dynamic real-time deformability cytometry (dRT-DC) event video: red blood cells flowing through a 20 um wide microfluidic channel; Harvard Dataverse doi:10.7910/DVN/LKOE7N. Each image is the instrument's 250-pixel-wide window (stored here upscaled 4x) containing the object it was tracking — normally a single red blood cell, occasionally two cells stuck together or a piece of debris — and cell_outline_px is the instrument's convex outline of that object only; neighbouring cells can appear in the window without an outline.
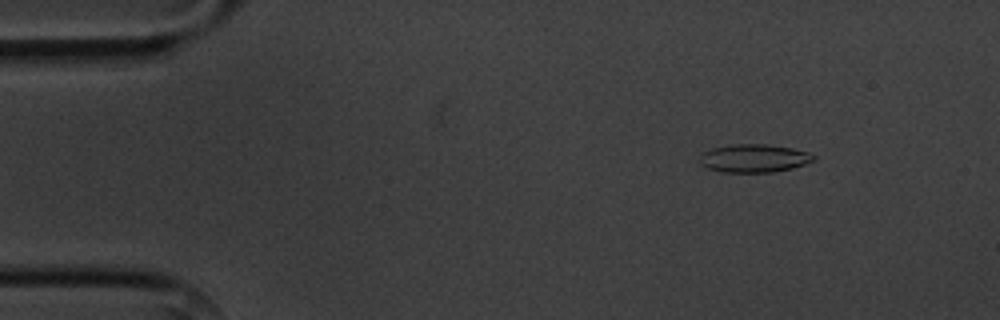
{"species": "common noctule bat (a hibernating species)", "species_latin": "Nyctalus noctula", "temperature_condition": "cold", "stored_images_in_passage": 4, "camera_frame_rate_fps": 3000, "um_per_image_px": 0.085, "animal": {"sex": "male", "body_mass_g": 20.1, "forearm_length_mm": 53.5}, "frame": {"image": 1, "passage_image": 1, "time_ms": 0.0, "image_size_px": [1000, 320], "cell_outline_px": [[816, 160], [792, 168], [772, 172], [720, 172], [708, 168], [700, 164], [700, 156], [704, 152], [712, 148], [732, 144], [764, 144], [792, 148], [808, 152], [816, 156]], "centroid_in_image_um": [64.09, 13.45], "position_along_channel_um": 20.9, "area_um2": 18.67}}